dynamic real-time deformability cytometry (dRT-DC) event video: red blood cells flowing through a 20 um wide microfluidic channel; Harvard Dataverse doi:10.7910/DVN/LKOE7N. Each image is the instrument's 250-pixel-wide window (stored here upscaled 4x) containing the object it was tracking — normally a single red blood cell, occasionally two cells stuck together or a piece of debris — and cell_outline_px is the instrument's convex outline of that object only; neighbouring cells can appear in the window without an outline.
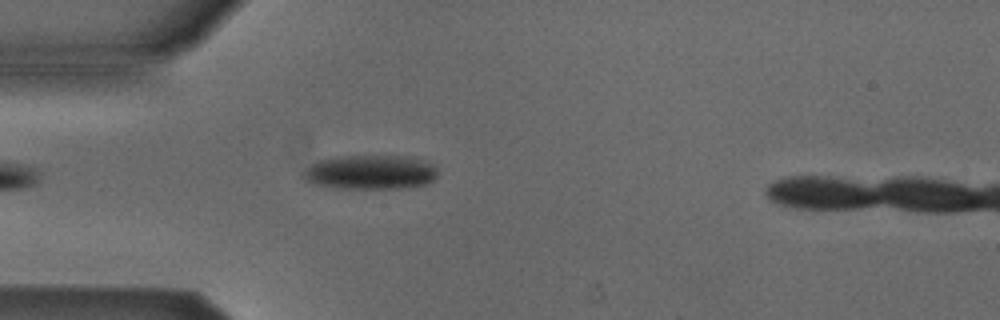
{"species": "Egyptian fruit bat (a non-hibernating species)", "species_latin": "Rousettus aegyptiacus", "temperature_condition": "cold", "stored_images_in_passage": 5, "camera_frame_rate_fps": 3000, "um_per_image_px": 0.085, "animal": {"sex": "male"}, "frame": {"image": 1, "passage_image": 5, "time_ms": 1.333, "image_size_px": [1000, 320], "cell_outline_px": [[436, 176], [428, 184], [400, 188], [340, 188], [316, 184], [304, 180], [300, 176], [316, 160], [340, 156], [408, 156], [424, 160], [432, 164], [436, 168]], "centroid_in_image_um": [31.48, 14.63], "position_along_channel_um": 53.5, "area_um2": 26.82}}